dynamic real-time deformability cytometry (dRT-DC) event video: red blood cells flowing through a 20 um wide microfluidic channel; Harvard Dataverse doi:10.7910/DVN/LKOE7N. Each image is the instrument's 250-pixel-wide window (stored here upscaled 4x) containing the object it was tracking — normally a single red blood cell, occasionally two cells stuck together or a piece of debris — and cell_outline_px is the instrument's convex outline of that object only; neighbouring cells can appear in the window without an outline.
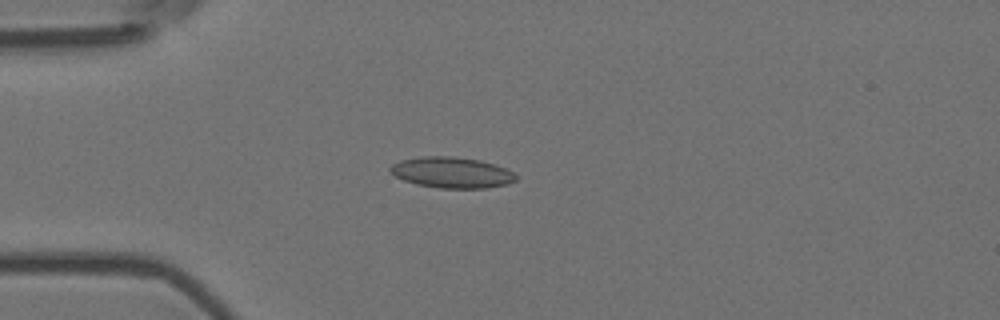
{"species": "Egyptian fruit bat (a non-hibernating species)", "species_latin": "Rousettus aegyptiacus", "temperature_condition": "room temperature", "stored_images_in_passage": 6, "camera_frame_rate_fps": 3000, "um_per_image_px": 0.085, "animal": {"sex": "female"}, "frame": {"image": 1, "passage_image": 4, "time_ms": 1.0, "image_size_px": [1000, 320], "cell_outline_px": [[516, 180], [508, 184], [488, 188], [440, 188], [416, 184], [404, 180], [396, 176], [388, 168], [392, 164], [400, 160], [424, 156], [452, 156], [480, 160], [504, 168], [512, 172], [516, 176]], "centroid_in_image_um": [38.39, 14.66], "position_along_channel_um": 46.6, "area_um2": 22.48}}
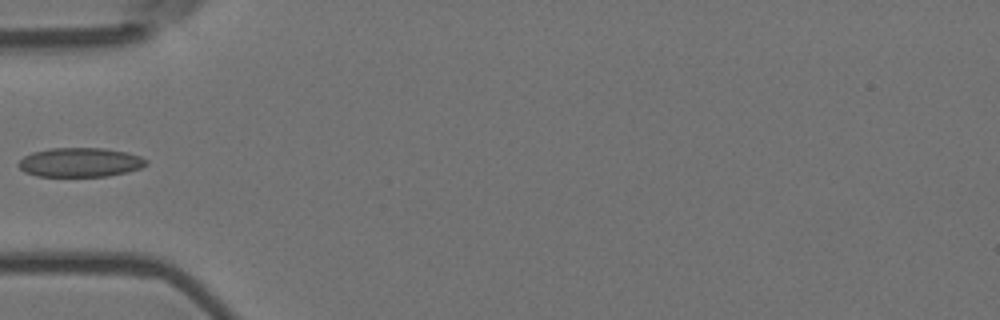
{"frame": {"image": 2, "passage_image": 5, "time_ms": 1.333, "image_size_px": [1000, 320], "cell_outline_px": [[148, 164], [140, 168], [128, 172], [108, 176], [36, 176], [24, 172], [16, 164], [24, 156], [32, 152], [48, 148], [104, 148], [128, 152], [140, 156], [148, 160]], "centroid_in_image_um": [6.81, 13.79], "position_along_channel_um": 78.2, "area_um2": 21.96}}
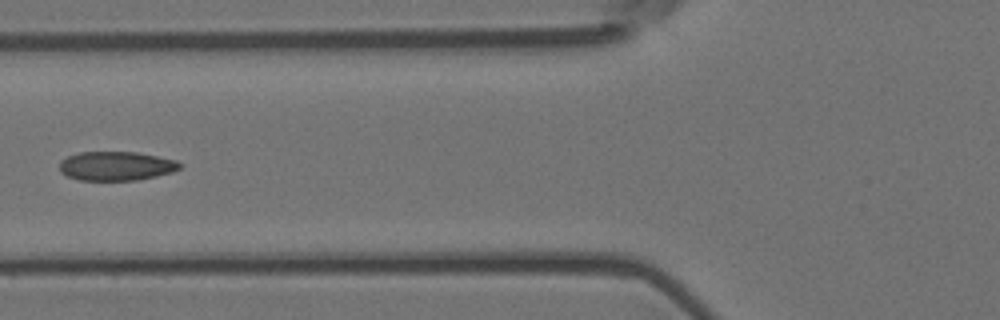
{"frame": {"image": 3, "passage_image": 6, "time_ms": 1.667, "image_size_px": [1000, 320], "cell_outline_px": [[180, 168], [172, 172], [156, 176], [136, 180], [80, 180], [68, 176], [60, 172], [60, 160], [68, 156], [80, 152], [136, 152], [176, 160], [180, 164]], "centroid_in_image_um": [9.85, 14.11], "position_along_channel_um": 115.9, "area_um2": 20.23}}